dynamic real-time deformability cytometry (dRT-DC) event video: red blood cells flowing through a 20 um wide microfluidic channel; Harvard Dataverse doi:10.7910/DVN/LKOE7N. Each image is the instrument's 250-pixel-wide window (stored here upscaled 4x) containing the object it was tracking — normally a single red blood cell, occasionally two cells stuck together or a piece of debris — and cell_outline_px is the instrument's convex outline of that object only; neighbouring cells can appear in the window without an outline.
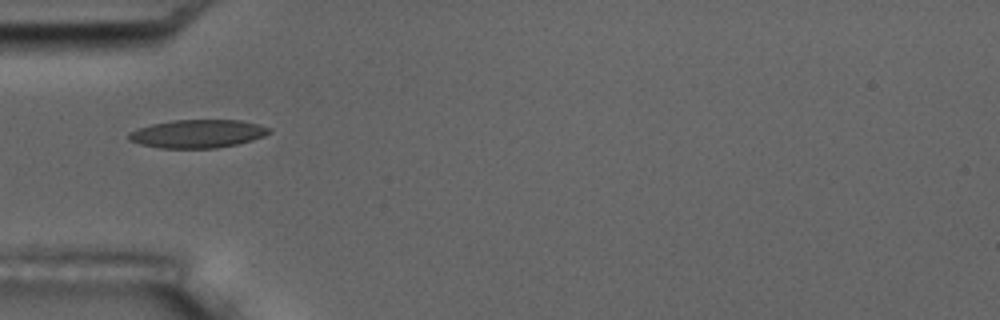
{"species": "common noctule bat (a hibernating species)", "species_latin": "Nyctalus noctula", "temperature_condition": "room temperature", "stored_images_in_passage": 2, "camera_frame_rate_fps": 3000, "um_per_image_px": 0.085, "animal": {"sex": "male", "body_mass_g": 17.5, "forearm_length_mm": 52.3}, "frame": {"image": 1, "passage_image": 1, "time_ms": 0.0, "image_size_px": [1000, 320], "cell_outline_px": [[272, 132], [264, 136], [252, 140], [236, 144], [216, 148], [160, 148], [140, 144], [128, 140], [128, 132], [136, 128], [152, 124], [172, 120], [240, 120], [272, 128]], "centroid_in_image_um": [16.78, 11.36], "position_along_channel_um": 68.2, "area_um2": 23.18}}